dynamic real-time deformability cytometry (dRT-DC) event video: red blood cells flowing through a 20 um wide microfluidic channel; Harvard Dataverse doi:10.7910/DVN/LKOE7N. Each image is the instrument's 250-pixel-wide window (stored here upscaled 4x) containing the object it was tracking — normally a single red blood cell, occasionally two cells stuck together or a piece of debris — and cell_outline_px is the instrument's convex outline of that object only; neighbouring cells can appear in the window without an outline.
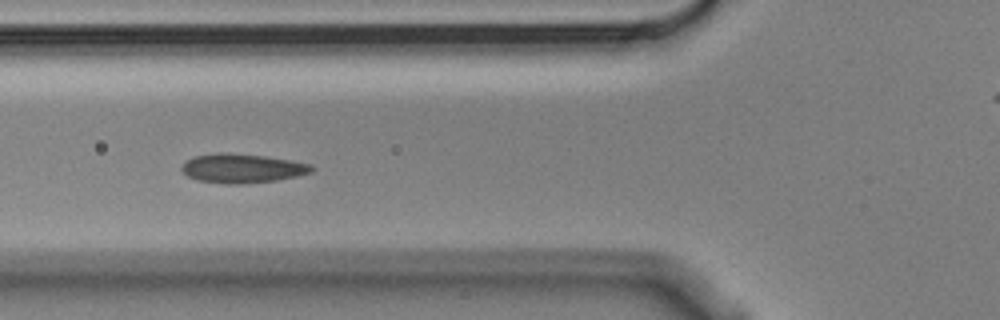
{"species": "Egyptian fruit bat (a non-hibernating species)", "species_latin": "Rousettus aegyptiacus", "temperature_condition": "cold", "stored_images_in_passage": 6, "camera_frame_rate_fps": 3000, "um_per_image_px": 0.085, "animal": {"sex": "male"}, "frame": {"image": 1, "passage_image": 5, "time_ms": 1.333, "image_size_px": [1000, 320], "cell_outline_px": [[316, 168], [312, 172], [296, 176], [276, 180], [244, 184], [224, 184], [196, 180], [188, 176], [180, 168], [188, 160], [196, 156], [264, 156], [312, 164]], "centroid_in_image_um": [20.67, 14.37], "position_along_channel_um": 105.1, "area_um2": 20.92}}
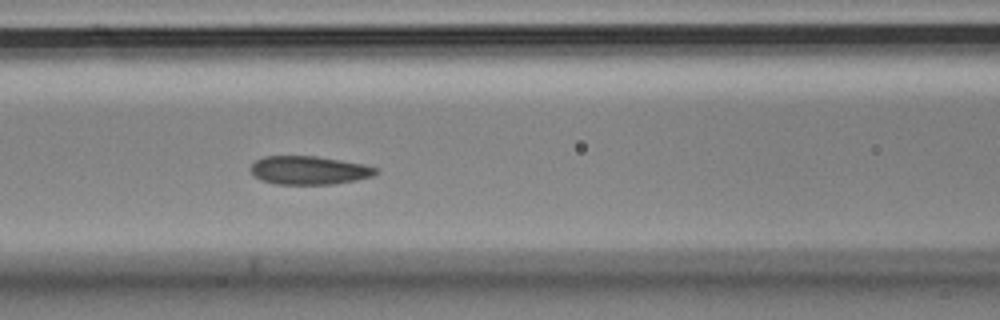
{"frame": {"image": 2, "passage_image": 6, "time_ms": 1.667, "image_size_px": [1000, 320], "cell_outline_px": [[380, 172], [372, 176], [356, 180], [332, 184], [276, 184], [260, 180], [252, 176], [248, 168], [256, 160], [264, 156], [316, 156], [364, 164], [376, 168]], "centroid_in_image_um": [26.22, 14.47], "position_along_channel_um": 140.4, "area_um2": 20.92}}